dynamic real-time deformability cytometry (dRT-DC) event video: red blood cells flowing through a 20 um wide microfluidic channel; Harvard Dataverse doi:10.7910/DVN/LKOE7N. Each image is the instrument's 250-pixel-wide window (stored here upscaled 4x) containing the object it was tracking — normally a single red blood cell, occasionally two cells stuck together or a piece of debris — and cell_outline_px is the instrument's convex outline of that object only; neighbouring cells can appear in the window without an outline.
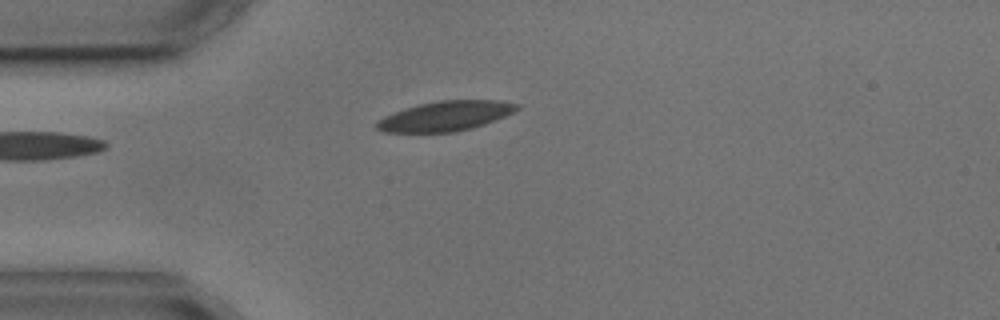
{"species": "common noctule bat (a hibernating species)", "species_latin": "Nyctalus noctula", "temperature_condition": "cold", "stored_images_in_passage": 4, "camera_frame_rate_fps": 3000, "um_per_image_px": 0.085, "animal": {"sex": "male", "body_mass_g": 17.9, "forearm_length_mm": 54.2}, "frame": {"image": 1, "passage_image": 4, "time_ms": 3.667, "image_size_px": [1000, 320], "cell_outline_px": [[520, 108], [504, 116], [484, 124], [472, 128], [456, 132], [380, 132], [376, 128], [376, 120], [384, 116], [404, 108], [420, 104], [440, 100], [496, 100], [520, 104]], "centroid_in_image_um": [37.83, 9.86], "position_along_channel_um": 47.2, "area_um2": 24.33}}